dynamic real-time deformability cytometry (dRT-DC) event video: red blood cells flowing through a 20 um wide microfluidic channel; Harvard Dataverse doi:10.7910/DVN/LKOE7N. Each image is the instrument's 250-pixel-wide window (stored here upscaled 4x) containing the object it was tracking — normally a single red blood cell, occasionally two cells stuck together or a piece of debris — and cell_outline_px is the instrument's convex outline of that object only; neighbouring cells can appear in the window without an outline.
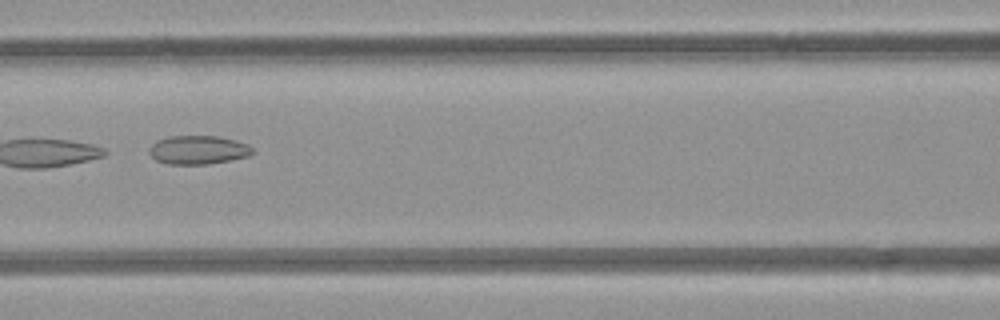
{"species": "common noctule bat (a hibernating species)", "species_latin": "Nyctalus noctula", "temperature_condition": "room temperature", "stored_images_in_passage": 5, "camera_frame_rate_fps": 3000, "um_per_image_px": 0.085, "animal": {"sex": "female", "body_mass_g": 21.9}, "frame": {"image": 1, "passage_image": 4, "time_ms": 4.333, "image_size_px": [1000, 320], "cell_outline_px": [[256, 152], [248, 156], [208, 164], [168, 164], [156, 160], [148, 152], [148, 148], [152, 144], [168, 136], [216, 136], [248, 144]], "centroid_in_image_um": [16.83, 12.74], "position_along_channel_um": 149.8, "area_um2": 17.11}}
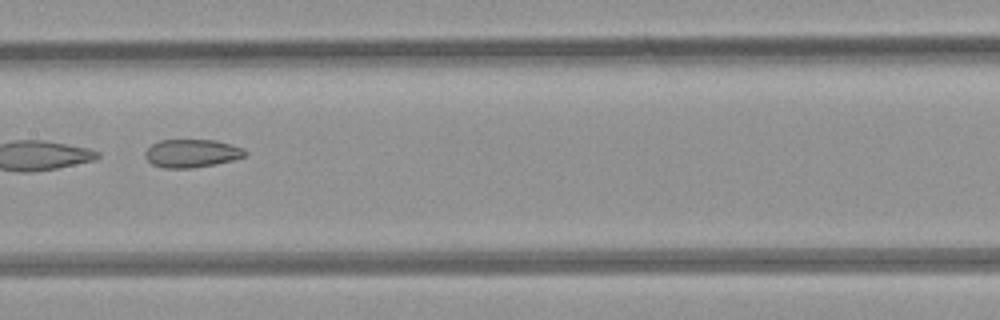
{"frame": {"image": 2, "passage_image": 5, "time_ms": 5.333, "image_size_px": [1000, 320], "cell_outline_px": [[248, 152], [244, 156], [232, 160], [192, 168], [164, 168], [152, 164], [144, 156], [144, 152], [152, 144], [160, 140], [216, 140], [244, 148]], "centroid_in_image_um": [16.28, 13.02], "position_along_channel_um": 191.1, "area_um2": 16.3}}